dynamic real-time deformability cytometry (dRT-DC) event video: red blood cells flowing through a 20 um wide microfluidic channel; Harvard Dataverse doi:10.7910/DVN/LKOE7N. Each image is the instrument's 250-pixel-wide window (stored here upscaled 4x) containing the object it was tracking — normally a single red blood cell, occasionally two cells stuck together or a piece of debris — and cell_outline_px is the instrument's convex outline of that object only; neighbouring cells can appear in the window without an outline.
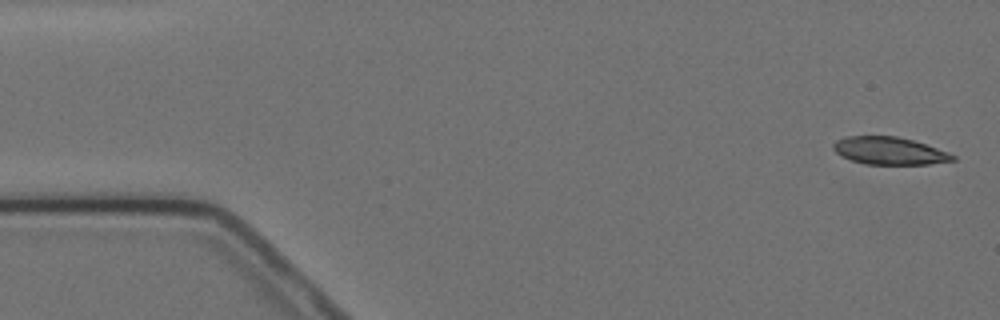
{"species": "Egyptian fruit bat (a non-hibernating species)", "species_latin": "Rousettus aegyptiacus", "temperature_condition": "cold", "stored_images_in_passage": 5, "segment_of_instrument_passage": [1, 2], "camera_frame_rate_fps": 3000, "um_per_image_px": 0.085, "animal": {"sex": "female"}, "frame": {"image": 1, "passage_image": 1, "time_ms": 0.0, "image_size_px": [1000, 320], "cell_outline_px": [[956, 160], [928, 164], [864, 164], [840, 156], [832, 148], [832, 144], [836, 140], [844, 136], [896, 136], [912, 140], [936, 148], [956, 156]], "centroid_in_image_um": [75.54, 12.82], "position_along_channel_um": 9.5, "area_um2": 19.07}}